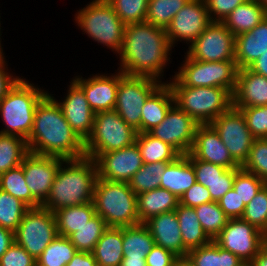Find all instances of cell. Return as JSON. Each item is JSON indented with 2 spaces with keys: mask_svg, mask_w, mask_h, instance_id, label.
I'll return each mask as SVG.
<instances>
[{
  "mask_svg": "<svg viewBox=\"0 0 267 266\" xmlns=\"http://www.w3.org/2000/svg\"><path fill=\"white\" fill-rule=\"evenodd\" d=\"M186 155L194 167L196 182L202 184L206 188H209L210 184L217 181L227 169L217 164L198 160L191 153Z\"/></svg>",
  "mask_w": 267,
  "mask_h": 266,
  "instance_id": "obj_48",
  "label": "cell"
},
{
  "mask_svg": "<svg viewBox=\"0 0 267 266\" xmlns=\"http://www.w3.org/2000/svg\"><path fill=\"white\" fill-rule=\"evenodd\" d=\"M267 50V17L252 30L235 37V62L238 69L248 68Z\"/></svg>",
  "mask_w": 267,
  "mask_h": 266,
  "instance_id": "obj_24",
  "label": "cell"
},
{
  "mask_svg": "<svg viewBox=\"0 0 267 266\" xmlns=\"http://www.w3.org/2000/svg\"><path fill=\"white\" fill-rule=\"evenodd\" d=\"M207 236L213 241L229 221L218 202H208L194 208Z\"/></svg>",
  "mask_w": 267,
  "mask_h": 266,
  "instance_id": "obj_40",
  "label": "cell"
},
{
  "mask_svg": "<svg viewBox=\"0 0 267 266\" xmlns=\"http://www.w3.org/2000/svg\"><path fill=\"white\" fill-rule=\"evenodd\" d=\"M241 266H251V264H250V263H244V264L241 265Z\"/></svg>",
  "mask_w": 267,
  "mask_h": 266,
  "instance_id": "obj_64",
  "label": "cell"
},
{
  "mask_svg": "<svg viewBox=\"0 0 267 266\" xmlns=\"http://www.w3.org/2000/svg\"><path fill=\"white\" fill-rule=\"evenodd\" d=\"M137 133L115 110L95 113L92 133L85 141V156L94 159L98 154L131 146Z\"/></svg>",
  "mask_w": 267,
  "mask_h": 266,
  "instance_id": "obj_8",
  "label": "cell"
},
{
  "mask_svg": "<svg viewBox=\"0 0 267 266\" xmlns=\"http://www.w3.org/2000/svg\"><path fill=\"white\" fill-rule=\"evenodd\" d=\"M58 235L54 212L39 206L26 211L14 232V239L37 259Z\"/></svg>",
  "mask_w": 267,
  "mask_h": 266,
  "instance_id": "obj_10",
  "label": "cell"
},
{
  "mask_svg": "<svg viewBox=\"0 0 267 266\" xmlns=\"http://www.w3.org/2000/svg\"><path fill=\"white\" fill-rule=\"evenodd\" d=\"M0 189L21 200L29 208L41 206L32 196L26 184L24 171L21 166L0 175Z\"/></svg>",
  "mask_w": 267,
  "mask_h": 266,
  "instance_id": "obj_36",
  "label": "cell"
},
{
  "mask_svg": "<svg viewBox=\"0 0 267 266\" xmlns=\"http://www.w3.org/2000/svg\"><path fill=\"white\" fill-rule=\"evenodd\" d=\"M162 84L155 79L125 75L120 71L114 110L131 127L141 133V111L147 98Z\"/></svg>",
  "mask_w": 267,
  "mask_h": 266,
  "instance_id": "obj_11",
  "label": "cell"
},
{
  "mask_svg": "<svg viewBox=\"0 0 267 266\" xmlns=\"http://www.w3.org/2000/svg\"><path fill=\"white\" fill-rule=\"evenodd\" d=\"M195 183L194 167L185 154L167 164L161 177L160 188L168 190L180 199Z\"/></svg>",
  "mask_w": 267,
  "mask_h": 266,
  "instance_id": "obj_25",
  "label": "cell"
},
{
  "mask_svg": "<svg viewBox=\"0 0 267 266\" xmlns=\"http://www.w3.org/2000/svg\"><path fill=\"white\" fill-rule=\"evenodd\" d=\"M240 169L241 168L226 169L217 181L209 185L208 190L213 202H219V200L233 188L235 175Z\"/></svg>",
  "mask_w": 267,
  "mask_h": 266,
  "instance_id": "obj_51",
  "label": "cell"
},
{
  "mask_svg": "<svg viewBox=\"0 0 267 266\" xmlns=\"http://www.w3.org/2000/svg\"><path fill=\"white\" fill-rule=\"evenodd\" d=\"M241 218L267 235V184L245 206Z\"/></svg>",
  "mask_w": 267,
  "mask_h": 266,
  "instance_id": "obj_44",
  "label": "cell"
},
{
  "mask_svg": "<svg viewBox=\"0 0 267 266\" xmlns=\"http://www.w3.org/2000/svg\"><path fill=\"white\" fill-rule=\"evenodd\" d=\"M33 85L20 78L0 100V115L6 125L1 134L18 136L26 141L29 138L36 106L48 94Z\"/></svg>",
  "mask_w": 267,
  "mask_h": 266,
  "instance_id": "obj_4",
  "label": "cell"
},
{
  "mask_svg": "<svg viewBox=\"0 0 267 266\" xmlns=\"http://www.w3.org/2000/svg\"><path fill=\"white\" fill-rule=\"evenodd\" d=\"M178 256L161 246L154 245L146 256L147 266H175Z\"/></svg>",
  "mask_w": 267,
  "mask_h": 266,
  "instance_id": "obj_54",
  "label": "cell"
},
{
  "mask_svg": "<svg viewBox=\"0 0 267 266\" xmlns=\"http://www.w3.org/2000/svg\"><path fill=\"white\" fill-rule=\"evenodd\" d=\"M64 159L28 152L21 167L32 196L42 205L49 196L51 185Z\"/></svg>",
  "mask_w": 267,
  "mask_h": 266,
  "instance_id": "obj_16",
  "label": "cell"
},
{
  "mask_svg": "<svg viewBox=\"0 0 267 266\" xmlns=\"http://www.w3.org/2000/svg\"><path fill=\"white\" fill-rule=\"evenodd\" d=\"M29 207L0 189V227L15 232Z\"/></svg>",
  "mask_w": 267,
  "mask_h": 266,
  "instance_id": "obj_42",
  "label": "cell"
},
{
  "mask_svg": "<svg viewBox=\"0 0 267 266\" xmlns=\"http://www.w3.org/2000/svg\"><path fill=\"white\" fill-rule=\"evenodd\" d=\"M179 199L163 188L140 193L137 195V214L140 223H145L150 218L161 213L175 211Z\"/></svg>",
  "mask_w": 267,
  "mask_h": 266,
  "instance_id": "obj_27",
  "label": "cell"
},
{
  "mask_svg": "<svg viewBox=\"0 0 267 266\" xmlns=\"http://www.w3.org/2000/svg\"><path fill=\"white\" fill-rule=\"evenodd\" d=\"M233 107L267 105V78L248 68L238 69Z\"/></svg>",
  "mask_w": 267,
  "mask_h": 266,
  "instance_id": "obj_23",
  "label": "cell"
},
{
  "mask_svg": "<svg viewBox=\"0 0 267 266\" xmlns=\"http://www.w3.org/2000/svg\"><path fill=\"white\" fill-rule=\"evenodd\" d=\"M256 1H258L263 6V8L267 11V0H256Z\"/></svg>",
  "mask_w": 267,
  "mask_h": 266,
  "instance_id": "obj_62",
  "label": "cell"
},
{
  "mask_svg": "<svg viewBox=\"0 0 267 266\" xmlns=\"http://www.w3.org/2000/svg\"><path fill=\"white\" fill-rule=\"evenodd\" d=\"M154 245V239L144 223L123 227L124 257L146 258Z\"/></svg>",
  "mask_w": 267,
  "mask_h": 266,
  "instance_id": "obj_33",
  "label": "cell"
},
{
  "mask_svg": "<svg viewBox=\"0 0 267 266\" xmlns=\"http://www.w3.org/2000/svg\"><path fill=\"white\" fill-rule=\"evenodd\" d=\"M210 125L218 133L233 160L242 166L255 139L246 125L243 114L232 107L215 118Z\"/></svg>",
  "mask_w": 267,
  "mask_h": 266,
  "instance_id": "obj_13",
  "label": "cell"
},
{
  "mask_svg": "<svg viewBox=\"0 0 267 266\" xmlns=\"http://www.w3.org/2000/svg\"><path fill=\"white\" fill-rule=\"evenodd\" d=\"M1 24V23H0ZM0 30H1V28H0ZM1 33V32H0ZM0 36H1V34H0ZM0 55H4L3 54V50H2V47H1V41H0Z\"/></svg>",
  "mask_w": 267,
  "mask_h": 266,
  "instance_id": "obj_63",
  "label": "cell"
},
{
  "mask_svg": "<svg viewBox=\"0 0 267 266\" xmlns=\"http://www.w3.org/2000/svg\"><path fill=\"white\" fill-rule=\"evenodd\" d=\"M94 160L98 178L118 182H129L144 164L136 143L116 151L98 154Z\"/></svg>",
  "mask_w": 267,
  "mask_h": 266,
  "instance_id": "obj_18",
  "label": "cell"
},
{
  "mask_svg": "<svg viewBox=\"0 0 267 266\" xmlns=\"http://www.w3.org/2000/svg\"><path fill=\"white\" fill-rule=\"evenodd\" d=\"M214 242L250 263L267 243V235L242 218H231Z\"/></svg>",
  "mask_w": 267,
  "mask_h": 266,
  "instance_id": "obj_12",
  "label": "cell"
},
{
  "mask_svg": "<svg viewBox=\"0 0 267 266\" xmlns=\"http://www.w3.org/2000/svg\"><path fill=\"white\" fill-rule=\"evenodd\" d=\"M0 266H37L36 259L15 241L0 257Z\"/></svg>",
  "mask_w": 267,
  "mask_h": 266,
  "instance_id": "obj_49",
  "label": "cell"
},
{
  "mask_svg": "<svg viewBox=\"0 0 267 266\" xmlns=\"http://www.w3.org/2000/svg\"><path fill=\"white\" fill-rule=\"evenodd\" d=\"M4 55H0V100L6 95V93L15 85L20 79L19 77H13V75L7 72V63L4 60ZM6 70V71H5Z\"/></svg>",
  "mask_w": 267,
  "mask_h": 266,
  "instance_id": "obj_55",
  "label": "cell"
},
{
  "mask_svg": "<svg viewBox=\"0 0 267 266\" xmlns=\"http://www.w3.org/2000/svg\"><path fill=\"white\" fill-rule=\"evenodd\" d=\"M218 204L229 219L243 216L245 205L241 203L239 195L233 188L219 200Z\"/></svg>",
  "mask_w": 267,
  "mask_h": 266,
  "instance_id": "obj_53",
  "label": "cell"
},
{
  "mask_svg": "<svg viewBox=\"0 0 267 266\" xmlns=\"http://www.w3.org/2000/svg\"><path fill=\"white\" fill-rule=\"evenodd\" d=\"M144 163L173 162L180 154L149 132L137 133L136 141Z\"/></svg>",
  "mask_w": 267,
  "mask_h": 266,
  "instance_id": "obj_34",
  "label": "cell"
},
{
  "mask_svg": "<svg viewBox=\"0 0 267 266\" xmlns=\"http://www.w3.org/2000/svg\"><path fill=\"white\" fill-rule=\"evenodd\" d=\"M174 105V97L167 83H162L145 101L141 111V133L149 132L159 125L169 109Z\"/></svg>",
  "mask_w": 267,
  "mask_h": 266,
  "instance_id": "obj_26",
  "label": "cell"
},
{
  "mask_svg": "<svg viewBox=\"0 0 267 266\" xmlns=\"http://www.w3.org/2000/svg\"><path fill=\"white\" fill-rule=\"evenodd\" d=\"M241 168L267 184V138L254 139L249 156Z\"/></svg>",
  "mask_w": 267,
  "mask_h": 266,
  "instance_id": "obj_45",
  "label": "cell"
},
{
  "mask_svg": "<svg viewBox=\"0 0 267 266\" xmlns=\"http://www.w3.org/2000/svg\"><path fill=\"white\" fill-rule=\"evenodd\" d=\"M76 23L89 38L117 54L122 49L125 24L106 0H93L75 15Z\"/></svg>",
  "mask_w": 267,
  "mask_h": 266,
  "instance_id": "obj_7",
  "label": "cell"
},
{
  "mask_svg": "<svg viewBox=\"0 0 267 266\" xmlns=\"http://www.w3.org/2000/svg\"><path fill=\"white\" fill-rule=\"evenodd\" d=\"M28 151L47 156L78 159L85 156V142L71 128L49 93L38 103L27 139Z\"/></svg>",
  "mask_w": 267,
  "mask_h": 266,
  "instance_id": "obj_2",
  "label": "cell"
},
{
  "mask_svg": "<svg viewBox=\"0 0 267 266\" xmlns=\"http://www.w3.org/2000/svg\"><path fill=\"white\" fill-rule=\"evenodd\" d=\"M265 184L261 178L241 168L235 175L233 189L246 206Z\"/></svg>",
  "mask_w": 267,
  "mask_h": 266,
  "instance_id": "obj_46",
  "label": "cell"
},
{
  "mask_svg": "<svg viewBox=\"0 0 267 266\" xmlns=\"http://www.w3.org/2000/svg\"><path fill=\"white\" fill-rule=\"evenodd\" d=\"M93 204L108 227H127L140 224L137 214V195L128 182L97 179Z\"/></svg>",
  "mask_w": 267,
  "mask_h": 266,
  "instance_id": "obj_6",
  "label": "cell"
},
{
  "mask_svg": "<svg viewBox=\"0 0 267 266\" xmlns=\"http://www.w3.org/2000/svg\"><path fill=\"white\" fill-rule=\"evenodd\" d=\"M211 21L222 22L237 6L246 0H204ZM214 16V17H213Z\"/></svg>",
  "mask_w": 267,
  "mask_h": 266,
  "instance_id": "obj_50",
  "label": "cell"
},
{
  "mask_svg": "<svg viewBox=\"0 0 267 266\" xmlns=\"http://www.w3.org/2000/svg\"><path fill=\"white\" fill-rule=\"evenodd\" d=\"M28 152L26 140L0 133V175L20 166Z\"/></svg>",
  "mask_w": 267,
  "mask_h": 266,
  "instance_id": "obj_35",
  "label": "cell"
},
{
  "mask_svg": "<svg viewBox=\"0 0 267 266\" xmlns=\"http://www.w3.org/2000/svg\"><path fill=\"white\" fill-rule=\"evenodd\" d=\"M175 212L179 222L182 242L187 251L199 248L212 241L203 230L194 208L178 204Z\"/></svg>",
  "mask_w": 267,
  "mask_h": 266,
  "instance_id": "obj_30",
  "label": "cell"
},
{
  "mask_svg": "<svg viewBox=\"0 0 267 266\" xmlns=\"http://www.w3.org/2000/svg\"><path fill=\"white\" fill-rule=\"evenodd\" d=\"M172 45L166 30L147 22L125 25L120 71L125 75L148 77L159 82L170 61Z\"/></svg>",
  "mask_w": 267,
  "mask_h": 266,
  "instance_id": "obj_1",
  "label": "cell"
},
{
  "mask_svg": "<svg viewBox=\"0 0 267 266\" xmlns=\"http://www.w3.org/2000/svg\"><path fill=\"white\" fill-rule=\"evenodd\" d=\"M187 257L195 266H241L244 264L237 255L221 248L214 240L188 251Z\"/></svg>",
  "mask_w": 267,
  "mask_h": 266,
  "instance_id": "obj_32",
  "label": "cell"
},
{
  "mask_svg": "<svg viewBox=\"0 0 267 266\" xmlns=\"http://www.w3.org/2000/svg\"><path fill=\"white\" fill-rule=\"evenodd\" d=\"M265 17L267 11L256 0H246L237 6L222 23L236 37L239 34L252 30Z\"/></svg>",
  "mask_w": 267,
  "mask_h": 266,
  "instance_id": "obj_28",
  "label": "cell"
},
{
  "mask_svg": "<svg viewBox=\"0 0 267 266\" xmlns=\"http://www.w3.org/2000/svg\"><path fill=\"white\" fill-rule=\"evenodd\" d=\"M211 201V194L209 193L208 188L196 182L181 196L179 199V204L186 207L195 208L201 204Z\"/></svg>",
  "mask_w": 267,
  "mask_h": 266,
  "instance_id": "obj_52",
  "label": "cell"
},
{
  "mask_svg": "<svg viewBox=\"0 0 267 266\" xmlns=\"http://www.w3.org/2000/svg\"><path fill=\"white\" fill-rule=\"evenodd\" d=\"M190 153L198 160L217 164L227 169L241 168L230 156L227 147L210 124L198 126Z\"/></svg>",
  "mask_w": 267,
  "mask_h": 266,
  "instance_id": "obj_20",
  "label": "cell"
},
{
  "mask_svg": "<svg viewBox=\"0 0 267 266\" xmlns=\"http://www.w3.org/2000/svg\"><path fill=\"white\" fill-rule=\"evenodd\" d=\"M123 227H108L93 250L98 266H120L124 257Z\"/></svg>",
  "mask_w": 267,
  "mask_h": 266,
  "instance_id": "obj_29",
  "label": "cell"
},
{
  "mask_svg": "<svg viewBox=\"0 0 267 266\" xmlns=\"http://www.w3.org/2000/svg\"><path fill=\"white\" fill-rule=\"evenodd\" d=\"M154 239L155 245L173 252L178 257L187 256L184 248L178 218L175 211L161 213L144 223Z\"/></svg>",
  "mask_w": 267,
  "mask_h": 266,
  "instance_id": "obj_22",
  "label": "cell"
},
{
  "mask_svg": "<svg viewBox=\"0 0 267 266\" xmlns=\"http://www.w3.org/2000/svg\"><path fill=\"white\" fill-rule=\"evenodd\" d=\"M66 266H98L93 253L77 251Z\"/></svg>",
  "mask_w": 267,
  "mask_h": 266,
  "instance_id": "obj_56",
  "label": "cell"
},
{
  "mask_svg": "<svg viewBox=\"0 0 267 266\" xmlns=\"http://www.w3.org/2000/svg\"><path fill=\"white\" fill-rule=\"evenodd\" d=\"M187 1L189 0H149L145 22L166 30Z\"/></svg>",
  "mask_w": 267,
  "mask_h": 266,
  "instance_id": "obj_41",
  "label": "cell"
},
{
  "mask_svg": "<svg viewBox=\"0 0 267 266\" xmlns=\"http://www.w3.org/2000/svg\"><path fill=\"white\" fill-rule=\"evenodd\" d=\"M175 78L182 86L222 87L232 94L236 87L238 67L235 60L198 61L185 56V61Z\"/></svg>",
  "mask_w": 267,
  "mask_h": 266,
  "instance_id": "obj_9",
  "label": "cell"
},
{
  "mask_svg": "<svg viewBox=\"0 0 267 266\" xmlns=\"http://www.w3.org/2000/svg\"><path fill=\"white\" fill-rule=\"evenodd\" d=\"M125 25L145 22L149 0H106Z\"/></svg>",
  "mask_w": 267,
  "mask_h": 266,
  "instance_id": "obj_43",
  "label": "cell"
},
{
  "mask_svg": "<svg viewBox=\"0 0 267 266\" xmlns=\"http://www.w3.org/2000/svg\"><path fill=\"white\" fill-rule=\"evenodd\" d=\"M175 266H195L194 263L187 257H178Z\"/></svg>",
  "mask_w": 267,
  "mask_h": 266,
  "instance_id": "obj_61",
  "label": "cell"
},
{
  "mask_svg": "<svg viewBox=\"0 0 267 266\" xmlns=\"http://www.w3.org/2000/svg\"><path fill=\"white\" fill-rule=\"evenodd\" d=\"M49 95L60 106L71 128L85 142L92 133L95 113L90 108L82 88L72 80L63 102H58L51 94Z\"/></svg>",
  "mask_w": 267,
  "mask_h": 266,
  "instance_id": "obj_19",
  "label": "cell"
},
{
  "mask_svg": "<svg viewBox=\"0 0 267 266\" xmlns=\"http://www.w3.org/2000/svg\"><path fill=\"white\" fill-rule=\"evenodd\" d=\"M97 179V165L93 158L66 159L61 162L49 196L41 206L55 212L60 208L93 202Z\"/></svg>",
  "mask_w": 267,
  "mask_h": 266,
  "instance_id": "obj_3",
  "label": "cell"
},
{
  "mask_svg": "<svg viewBox=\"0 0 267 266\" xmlns=\"http://www.w3.org/2000/svg\"><path fill=\"white\" fill-rule=\"evenodd\" d=\"M76 252L68 237L58 235L36 259L37 266H66Z\"/></svg>",
  "mask_w": 267,
  "mask_h": 266,
  "instance_id": "obj_37",
  "label": "cell"
},
{
  "mask_svg": "<svg viewBox=\"0 0 267 266\" xmlns=\"http://www.w3.org/2000/svg\"><path fill=\"white\" fill-rule=\"evenodd\" d=\"M211 22L205 1L189 0L166 28L167 38L172 47L179 40L191 45Z\"/></svg>",
  "mask_w": 267,
  "mask_h": 266,
  "instance_id": "obj_17",
  "label": "cell"
},
{
  "mask_svg": "<svg viewBox=\"0 0 267 266\" xmlns=\"http://www.w3.org/2000/svg\"><path fill=\"white\" fill-rule=\"evenodd\" d=\"M200 124L175 104L161 123L149 131L154 137L172 146L180 155L190 153Z\"/></svg>",
  "mask_w": 267,
  "mask_h": 266,
  "instance_id": "obj_15",
  "label": "cell"
},
{
  "mask_svg": "<svg viewBox=\"0 0 267 266\" xmlns=\"http://www.w3.org/2000/svg\"><path fill=\"white\" fill-rule=\"evenodd\" d=\"M84 91L94 113L114 110L120 81V70L112 76L95 75L88 79L76 76L73 79Z\"/></svg>",
  "mask_w": 267,
  "mask_h": 266,
  "instance_id": "obj_21",
  "label": "cell"
},
{
  "mask_svg": "<svg viewBox=\"0 0 267 266\" xmlns=\"http://www.w3.org/2000/svg\"><path fill=\"white\" fill-rule=\"evenodd\" d=\"M107 228L106 222L96 214L87 224L72 233L68 238L77 251L92 253Z\"/></svg>",
  "mask_w": 267,
  "mask_h": 266,
  "instance_id": "obj_38",
  "label": "cell"
},
{
  "mask_svg": "<svg viewBox=\"0 0 267 266\" xmlns=\"http://www.w3.org/2000/svg\"><path fill=\"white\" fill-rule=\"evenodd\" d=\"M170 162L144 163L128 182L136 195L160 188L162 174Z\"/></svg>",
  "mask_w": 267,
  "mask_h": 266,
  "instance_id": "obj_39",
  "label": "cell"
},
{
  "mask_svg": "<svg viewBox=\"0 0 267 266\" xmlns=\"http://www.w3.org/2000/svg\"><path fill=\"white\" fill-rule=\"evenodd\" d=\"M251 266H267V243L250 262Z\"/></svg>",
  "mask_w": 267,
  "mask_h": 266,
  "instance_id": "obj_59",
  "label": "cell"
},
{
  "mask_svg": "<svg viewBox=\"0 0 267 266\" xmlns=\"http://www.w3.org/2000/svg\"><path fill=\"white\" fill-rule=\"evenodd\" d=\"M234 108L243 114L246 125L255 139L267 138V105Z\"/></svg>",
  "mask_w": 267,
  "mask_h": 266,
  "instance_id": "obj_47",
  "label": "cell"
},
{
  "mask_svg": "<svg viewBox=\"0 0 267 266\" xmlns=\"http://www.w3.org/2000/svg\"><path fill=\"white\" fill-rule=\"evenodd\" d=\"M248 69L267 78V50L259 58L253 61Z\"/></svg>",
  "mask_w": 267,
  "mask_h": 266,
  "instance_id": "obj_58",
  "label": "cell"
},
{
  "mask_svg": "<svg viewBox=\"0 0 267 266\" xmlns=\"http://www.w3.org/2000/svg\"><path fill=\"white\" fill-rule=\"evenodd\" d=\"M59 236L69 237L88 223L95 215L93 202L64 207L54 212Z\"/></svg>",
  "mask_w": 267,
  "mask_h": 266,
  "instance_id": "obj_31",
  "label": "cell"
},
{
  "mask_svg": "<svg viewBox=\"0 0 267 266\" xmlns=\"http://www.w3.org/2000/svg\"><path fill=\"white\" fill-rule=\"evenodd\" d=\"M14 241V232L0 227V257L7 251Z\"/></svg>",
  "mask_w": 267,
  "mask_h": 266,
  "instance_id": "obj_57",
  "label": "cell"
},
{
  "mask_svg": "<svg viewBox=\"0 0 267 266\" xmlns=\"http://www.w3.org/2000/svg\"><path fill=\"white\" fill-rule=\"evenodd\" d=\"M120 266H147L146 258L123 257Z\"/></svg>",
  "mask_w": 267,
  "mask_h": 266,
  "instance_id": "obj_60",
  "label": "cell"
},
{
  "mask_svg": "<svg viewBox=\"0 0 267 266\" xmlns=\"http://www.w3.org/2000/svg\"><path fill=\"white\" fill-rule=\"evenodd\" d=\"M173 79L167 84L172 90L174 104L199 124H210L233 107V95L228 89L182 86L175 78Z\"/></svg>",
  "mask_w": 267,
  "mask_h": 266,
  "instance_id": "obj_5",
  "label": "cell"
},
{
  "mask_svg": "<svg viewBox=\"0 0 267 266\" xmlns=\"http://www.w3.org/2000/svg\"><path fill=\"white\" fill-rule=\"evenodd\" d=\"M188 48L187 55L194 60H235V36L219 21H212Z\"/></svg>",
  "mask_w": 267,
  "mask_h": 266,
  "instance_id": "obj_14",
  "label": "cell"
}]
</instances>
